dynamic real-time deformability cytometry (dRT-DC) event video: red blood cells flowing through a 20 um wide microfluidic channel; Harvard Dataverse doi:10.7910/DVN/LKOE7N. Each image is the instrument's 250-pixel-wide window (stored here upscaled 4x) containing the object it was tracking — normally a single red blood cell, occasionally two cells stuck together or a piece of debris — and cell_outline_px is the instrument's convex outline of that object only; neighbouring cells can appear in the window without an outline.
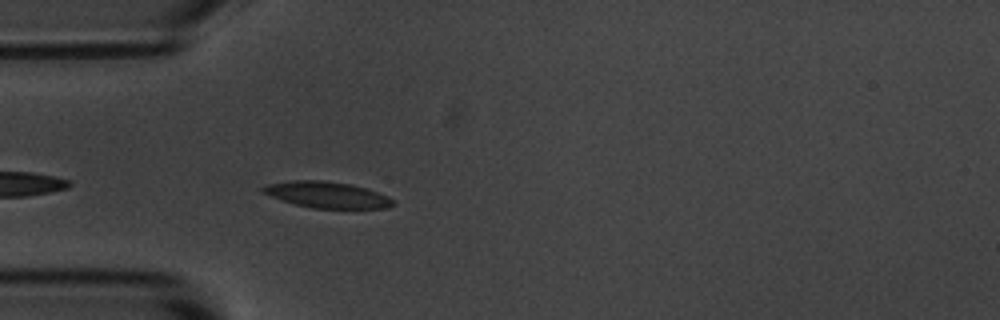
{"species": "common noctule bat (a hibernating species)", "species_latin": "Nyctalus noctula", "temperature_condition": "room temperature", "stored_images_in_passage": 7, "camera_frame_rate_fps": 3000, "um_per_image_px": 0.085, "animal": {"sex": "male", "body_mass_g": 20.1, "forearm_length_mm": 53.5}, "frame": {"image": 1, "passage_image": 3, "time_ms": 0.667, "image_size_px": [1000, 320], "cell_outline_px": [[396, 204], [384, 208], [312, 208], [280, 200], [260, 192], [260, 188], [268, 184], [292, 180], [320, 180], [352, 184], [368, 188], [388, 196], [396, 200]], "centroid_in_image_um": [27.8, 16.55], "position_along_channel_um": 57.2, "area_um2": 20.06}}